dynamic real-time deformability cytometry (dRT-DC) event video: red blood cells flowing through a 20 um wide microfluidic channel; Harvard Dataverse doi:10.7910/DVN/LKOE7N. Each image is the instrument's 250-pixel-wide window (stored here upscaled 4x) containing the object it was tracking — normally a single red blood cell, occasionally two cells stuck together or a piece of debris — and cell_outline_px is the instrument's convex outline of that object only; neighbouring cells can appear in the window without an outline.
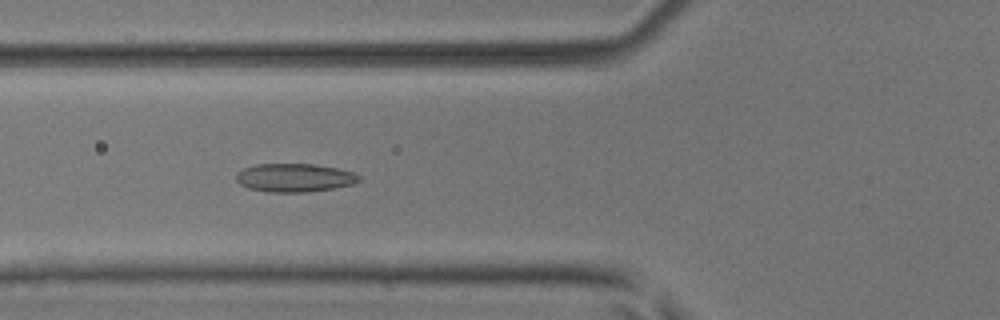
{"species": "common noctule bat (a hibernating species)", "species_latin": "Nyctalus noctula", "temperature_condition": "room temperature", "stored_images_in_passage": 5, "camera_frame_rate_fps": 3000, "um_per_image_px": 0.085, "animal": {"sex": "male", "body_mass_g": 17.9, "forearm_length_mm": 54.2}, "frame": {"image": 1, "passage_image": 3, "time_ms": 0.667, "image_size_px": [1000, 320], "cell_outline_px": [[360, 180], [352, 184], [332, 188], [304, 192], [268, 192], [248, 188], [240, 184], [236, 180], [236, 172], [244, 168], [256, 164], [312, 164], [336, 168], [352, 172], [360, 176]], "centroid_in_image_um": [24.99, 15.1], "position_along_channel_um": 100.8, "area_um2": 20.17}}
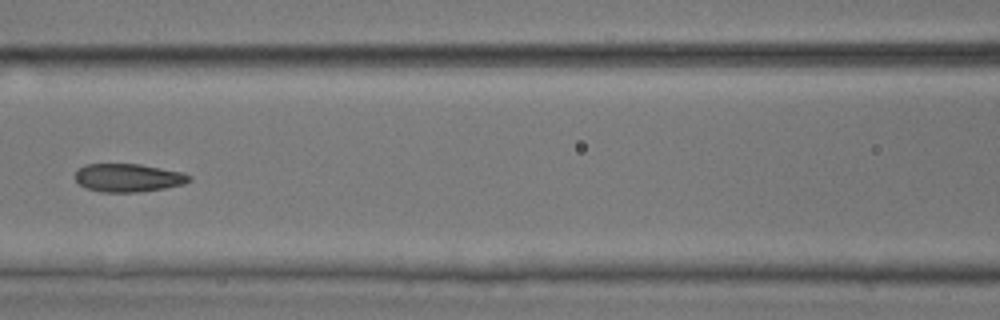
{"frame": {"image": 2, "passage_image": 4, "time_ms": 1.0, "image_size_px": [1000, 320], "cell_outline_px": [[192, 180], [184, 184], [164, 188], [136, 192], [100, 192], [84, 188], [72, 176], [84, 164], [140, 164], [184, 172], [192, 176]], "centroid_in_image_um": [10.9, 15.11], "position_along_channel_um": 155.7, "area_um2": 18.96}}